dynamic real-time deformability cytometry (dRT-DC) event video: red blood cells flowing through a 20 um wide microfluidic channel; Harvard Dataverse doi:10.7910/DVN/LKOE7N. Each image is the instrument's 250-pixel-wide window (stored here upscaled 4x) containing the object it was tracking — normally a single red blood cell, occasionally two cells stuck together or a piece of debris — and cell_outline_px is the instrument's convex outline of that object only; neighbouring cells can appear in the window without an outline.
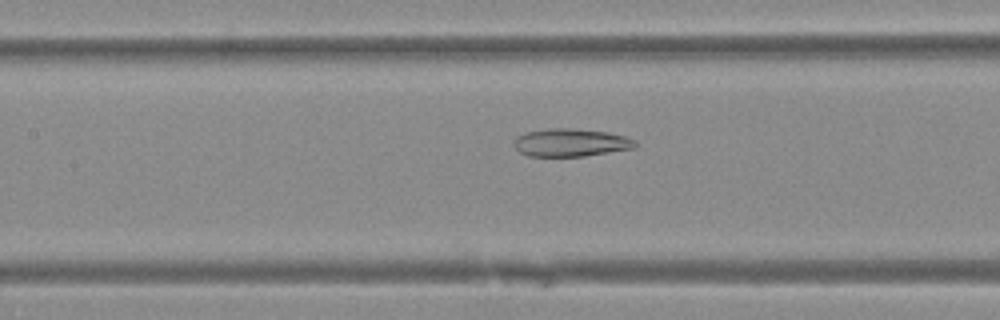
{"species": "Egyptian fruit bat (a non-hibernating species)", "species_latin": "Rousettus aegyptiacus", "temperature_condition": "warm", "stored_images_in_passage": 35, "camera_frame_rate_fps": 3000, "um_per_image_px": 0.085, "animal": {"sex": "female"}, "frame": {"image": 1, "passage_image": 11, "time_ms": 3.333, "image_size_px": [1000, 320], "cell_outline_px": [[636, 144], [632, 148], [584, 156], [528, 156], [520, 152], [516, 148], [516, 136], [528, 132], [548, 128], [572, 128], [608, 132], [624, 136], [632, 140]], "centroid_in_image_um": [48.48, 12.11], "position_along_channel_um": 158.9, "area_um2": 19.31}}
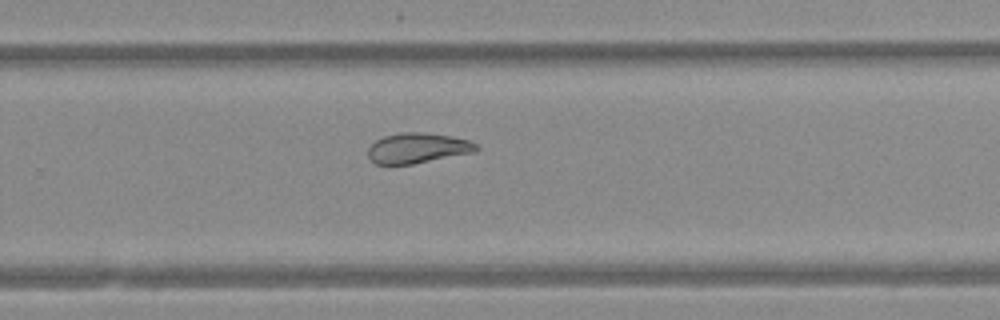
{"frame": {"image": 2, "passage_image": 21, "time_ms": 6.667, "image_size_px": [1000, 320], "cell_outline_px": [[480, 148], [476, 152], [412, 164], [376, 164], [368, 156], [368, 148], [376, 140], [384, 136], [400, 132], [424, 132], [452, 136], [468, 140], [476, 144]], "centroid_in_image_um": [35.52, 12.58], "position_along_channel_um": 294.3, "area_um2": 19.13}}
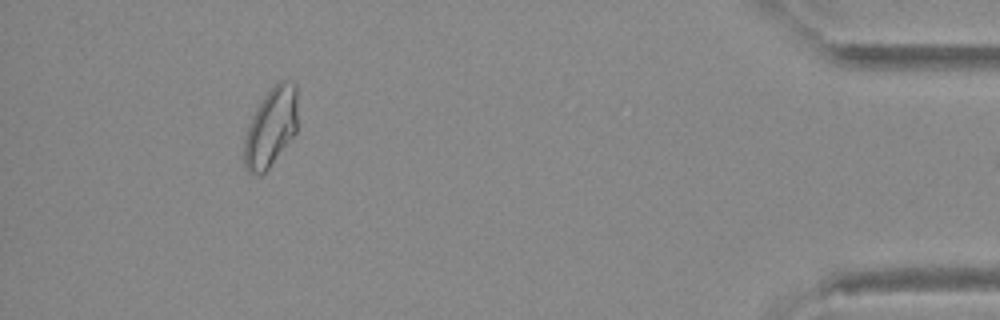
{"frame": {"image": 3, "passage_image": 34, "time_ms": 11.0, "image_size_px": [1000, 320], "cell_outline_px": [[296, 132], [268, 168], [260, 176], [248, 172], [244, 168], [244, 140], [248, 124], [256, 108], [264, 96], [280, 80], [284, 80], [296, 84]], "centroid_in_image_um": [22.99, 10.84], "position_along_channel_um": 412.2, "area_um2": 24.28}}